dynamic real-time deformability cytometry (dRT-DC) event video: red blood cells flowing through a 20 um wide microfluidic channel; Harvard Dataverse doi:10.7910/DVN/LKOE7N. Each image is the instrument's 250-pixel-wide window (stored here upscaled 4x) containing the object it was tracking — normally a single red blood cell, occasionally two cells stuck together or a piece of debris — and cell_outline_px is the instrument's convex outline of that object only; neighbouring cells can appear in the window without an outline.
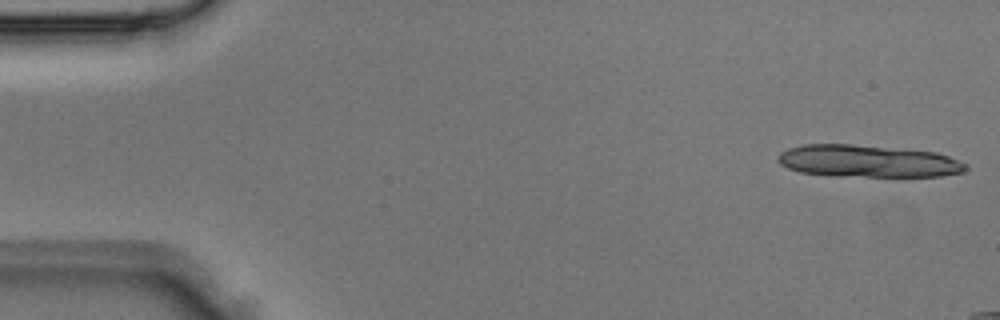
{"species": "Egyptian fruit bat (a non-hibernating species)", "species_latin": "Rousettus aegyptiacus", "temperature_condition": "room temperature", "stored_images_in_passage": 3, "camera_frame_rate_fps": 3000, "um_per_image_px": 0.085, "animal": {"sex": "male"}, "frame": {"image": 1, "passage_image": 1, "time_ms": 0.0, "image_size_px": [1000, 320], "cell_outline_px": [[968, 168], [964, 172], [940, 176], [832, 176], [800, 172], [788, 168], [780, 164], [776, 160], [776, 156], [780, 152], [788, 148], [804, 144], [852, 144], [936, 152], [948, 156], [968, 164]], "centroid_in_image_um": [73.74, 13.7], "position_along_channel_um": 11.3, "area_um2": 35.43}}